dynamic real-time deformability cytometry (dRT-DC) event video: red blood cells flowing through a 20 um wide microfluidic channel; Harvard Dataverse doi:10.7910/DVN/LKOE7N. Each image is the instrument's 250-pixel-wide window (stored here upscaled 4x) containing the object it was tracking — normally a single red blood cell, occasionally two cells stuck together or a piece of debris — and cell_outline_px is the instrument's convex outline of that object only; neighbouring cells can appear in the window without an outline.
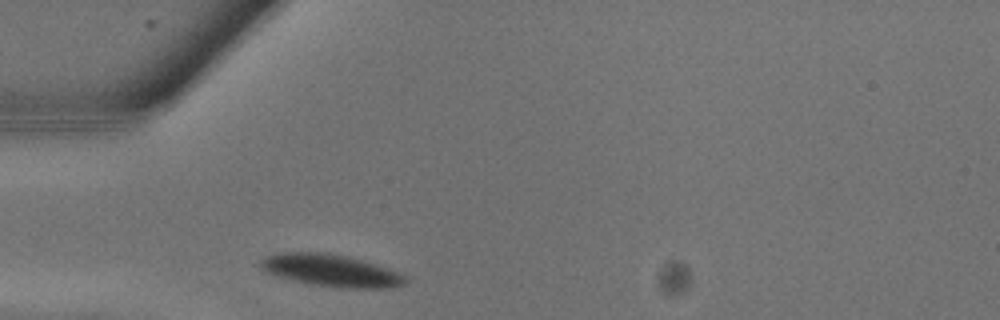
{"species": "common noctule bat (a hibernating species)", "species_latin": "Nyctalus noctula", "temperature_condition": "warm", "stored_images_in_passage": 6, "camera_frame_rate_fps": 3000, "um_per_image_px": 0.085, "animal": {"sex": "male", "body_mass_g": 13.3}, "frame": {"image": 1, "passage_image": 1, "time_ms": 0.0, "image_size_px": [1000, 320], "cell_outline_px": [[404, 284], [392, 288], [340, 288], [312, 284], [292, 280], [268, 272], [260, 268], [260, 260], [264, 256], [276, 252], [324, 252], [344, 256], [360, 260], [400, 272], [404, 276]], "centroid_in_image_um": [28.09, 22.99], "position_along_channel_um": 56.9, "area_um2": 26.88}}
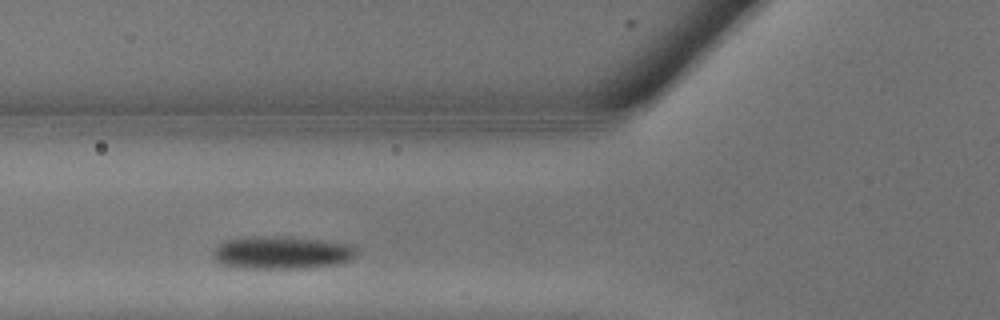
{"frame": {"image": 2, "passage_image": 3, "time_ms": 0.667, "image_size_px": [1000, 320], "cell_outline_px": [[356, 256], [352, 260], [336, 264], [312, 268], [236, 268], [220, 264], [212, 256], [212, 252], [216, 244], [224, 240], [244, 236], [288, 236], [324, 240], [352, 244], [356, 248]], "centroid_in_image_um": [23.92, 21.46], "position_along_channel_um": 101.9, "area_um2": 28.26}}
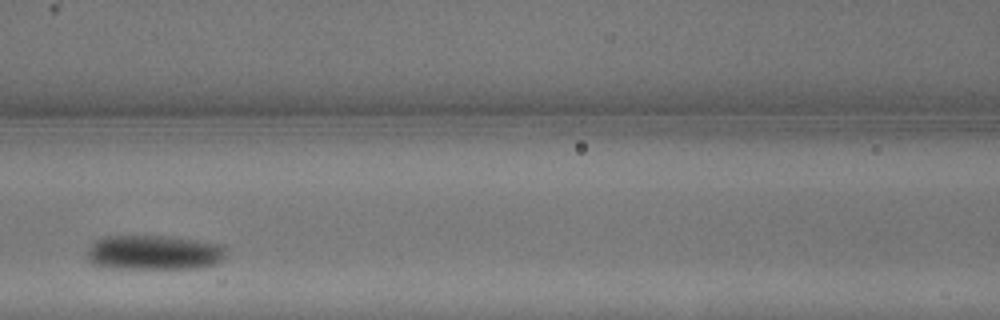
{"frame": {"image": 3, "passage_image": 5, "time_ms": 1.333, "image_size_px": [1000, 320], "cell_outline_px": [[228, 248], [224, 260], [216, 264], [200, 268], [112, 268], [92, 264], [88, 260], [88, 248], [100, 236], [172, 236], [204, 240], [224, 244]], "centroid_in_image_um": [13.18, 21.45], "position_along_channel_um": 153.4, "area_um2": 28.78}}